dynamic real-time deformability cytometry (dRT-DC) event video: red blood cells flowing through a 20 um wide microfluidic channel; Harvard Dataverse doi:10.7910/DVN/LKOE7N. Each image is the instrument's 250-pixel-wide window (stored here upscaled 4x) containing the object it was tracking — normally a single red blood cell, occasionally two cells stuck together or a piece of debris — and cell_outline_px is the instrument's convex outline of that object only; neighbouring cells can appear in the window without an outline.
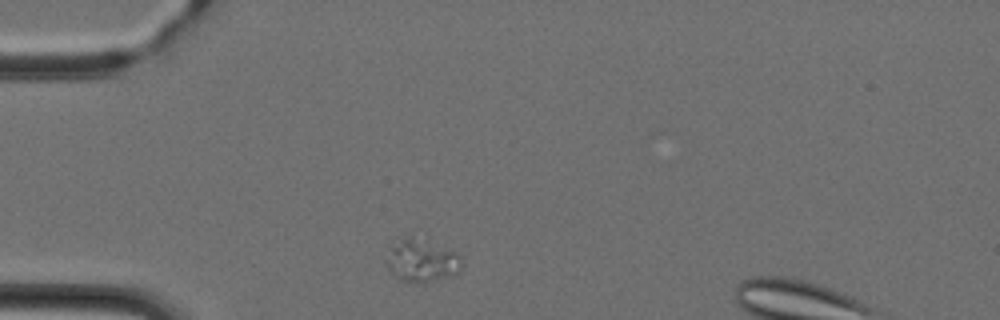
{"species": "Egyptian fruit bat (a non-hibernating species)", "species_latin": "Rousettus aegyptiacus", "temperature_condition": "cold", "stored_images_in_passage": 39, "segment_of_instrument_passage": [1, 2], "camera_frame_rate_fps": 3000, "um_per_image_px": 0.085, "animal": {"sex": "female"}, "frame": {"image": 1, "passage_image": 2, "time_ms": 0.333, "image_size_px": [1000, 320], "cell_outline_px": [[460, 272], [452, 276], [428, 280], [400, 280], [388, 268], [384, 260], [388, 244], [412, 232], [460, 256]], "centroid_in_image_um": [35.73, 22.04], "position_along_channel_um": 49.3, "area_um2": 18.9}}
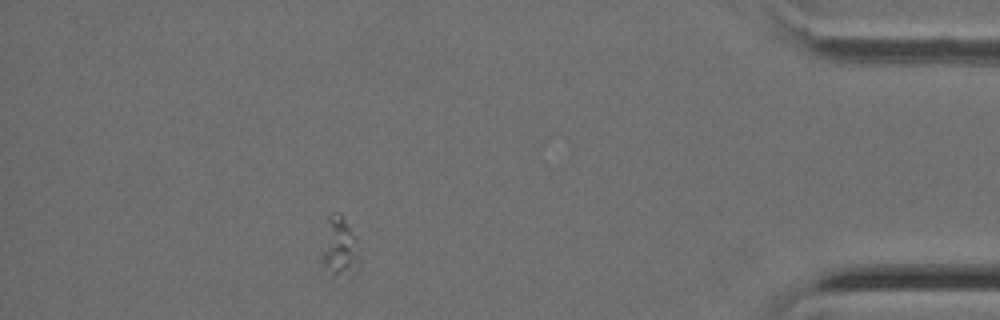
{"frame": {"image": 2, "passage_image": 33, "time_ms": 10.667, "image_size_px": [1000, 320], "cell_outline_px": [[360, 268], [348, 280], [332, 276], [324, 264], [320, 252], [328, 216], [332, 212], [340, 212], [356, 240], [360, 264]], "centroid_in_image_um": [28.87, 21.09], "position_along_channel_um": 406.3, "area_um2": 13.58}}